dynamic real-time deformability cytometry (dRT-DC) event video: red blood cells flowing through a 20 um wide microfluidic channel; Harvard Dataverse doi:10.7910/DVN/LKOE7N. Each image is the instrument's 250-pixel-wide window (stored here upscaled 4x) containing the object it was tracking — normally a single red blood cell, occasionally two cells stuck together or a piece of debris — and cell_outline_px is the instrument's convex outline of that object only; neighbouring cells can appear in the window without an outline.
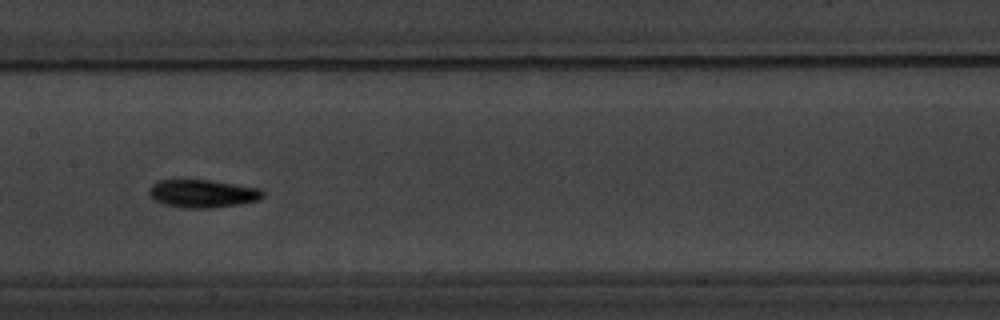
{"species": "common noctule bat (a hibernating species)", "species_latin": "Nyctalus noctula", "temperature_condition": "warm", "stored_images_in_passage": 38, "camera_frame_rate_fps": 3000, "um_per_image_px": 0.085, "animal": {"sex": "male", "body_mass_g": 20.1, "forearm_length_mm": 53.5}, "frame": {"image": 1, "passage_image": 12, "time_ms": 3.667, "image_size_px": [1000, 320], "cell_outline_px": [[264, 196], [260, 200], [240, 204], [212, 208], [184, 208], [164, 204], [156, 200], [148, 192], [148, 188], [152, 184], [160, 180], [212, 180], [260, 188], [264, 192]], "centroid_in_image_um": [17.26, 16.45], "position_along_channel_um": 190.1, "area_um2": 18.61}}
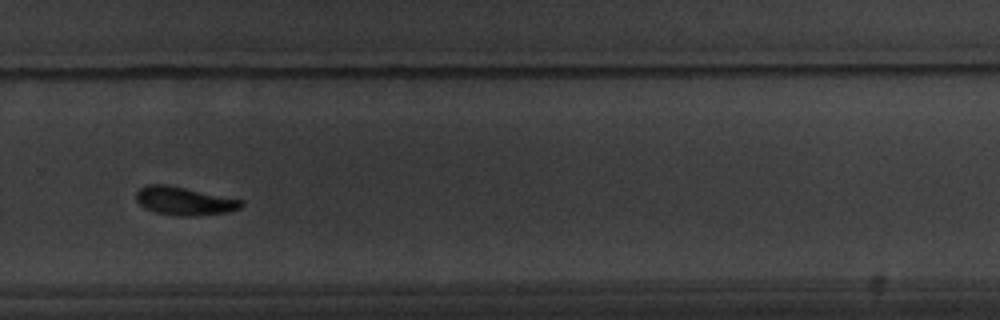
{"frame": {"image": 2, "passage_image": 22, "time_ms": 7.0, "image_size_px": [1000, 320], "cell_outline_px": [[244, 204], [240, 208], [228, 212], [192, 216], [176, 216], [152, 212], [144, 208], [136, 200], [136, 192], [140, 188], [148, 184], [168, 184], [244, 200]], "centroid_in_image_um": [15.65, 17.08], "position_along_channel_um": 314.1, "area_um2": 17.57}}
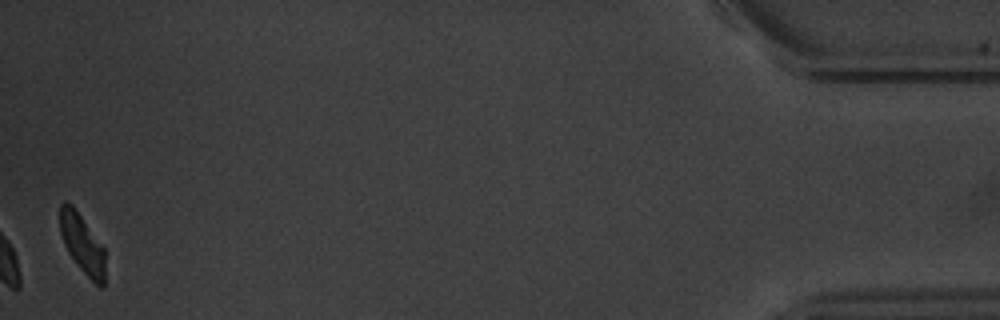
{"frame": {"image": 3, "passage_image": 38, "time_ms": 12.333, "image_size_px": [1000, 320], "cell_outline_px": [[104, 288], [100, 288], [76, 264], [68, 252], [64, 244], [60, 232], [60, 204], [64, 200], [72, 204], [104, 248]], "centroid_in_image_um": [6.97, 20.71], "position_along_channel_um": 428.2, "area_um2": 15.37}, "authors_computed_cell_mechanics": {"area_um2": 17.5134, "velocity_mm_per_s": 3.7299, "shape_relaxation_time_tau1_ms": 1.6595, "shape_relaxation_time_tau2_ms": null, "deformation_change_tau1": 0.1366, "deformation_change_tau2": null}}